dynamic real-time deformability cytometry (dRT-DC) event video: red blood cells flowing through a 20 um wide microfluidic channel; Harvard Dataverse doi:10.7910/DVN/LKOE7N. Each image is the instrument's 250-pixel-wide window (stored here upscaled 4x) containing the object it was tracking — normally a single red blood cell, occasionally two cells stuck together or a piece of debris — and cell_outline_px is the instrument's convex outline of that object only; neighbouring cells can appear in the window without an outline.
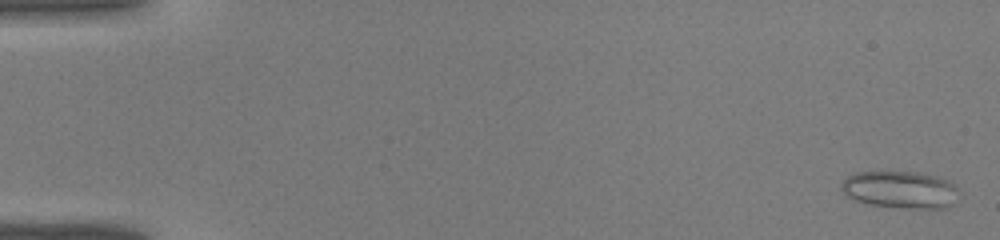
{"species": "common noctule bat (a hibernating species)", "species_latin": "Nyctalus noctula", "temperature_condition": "warm", "stored_images_in_passage": 42, "camera_frame_rate_fps": 3000, "um_per_image_px": 0.085, "animal": {"sex": "male", "body_mass_g": 19.0, "forearm_length_mm": 50.8}, "frame": {"image": 1, "passage_image": 1, "time_ms": 0.0, "image_size_px": [1000, 240], "cell_outline_px": [[956, 204], [944, 208], [908, 208], [872, 204], [856, 200], [848, 196], [840, 188], [840, 184], [852, 172], [920, 172], [940, 176], [952, 180], [956, 184]], "centroid_in_image_um": [76.58, 16.1], "position_along_channel_um": 8.4, "area_um2": 25.66}}
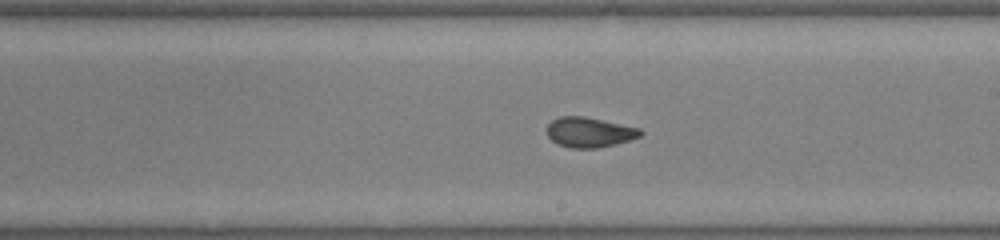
{"frame": {"image": 2, "passage_image": 25, "time_ms": 8.0, "image_size_px": [1000, 240], "cell_outline_px": [[644, 132], [640, 136], [616, 144], [596, 148], [572, 148], [556, 144], [548, 136], [548, 124], [552, 120], [560, 116], [584, 116], [640, 128]], "centroid_in_image_um": [50.09, 11.24], "position_along_channel_um": 238.9, "area_um2": 16.3}}
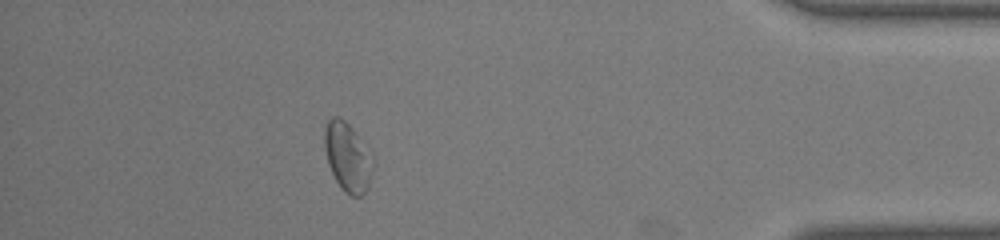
{"frame": {"image": 3, "passage_image": 38, "time_ms": 12.333, "image_size_px": [1000, 240], "cell_outline_px": [[372, 168], [368, 184], [364, 192], [360, 196], [352, 196], [344, 192], [340, 188], [328, 164], [324, 148], [324, 128], [328, 120], [332, 116], [340, 116], [356, 132], [372, 160]], "centroid_in_image_um": [29.49, 13.32], "position_along_channel_um": 405.7, "area_um2": 19.02}}